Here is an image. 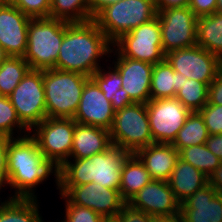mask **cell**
I'll list each match as a JSON object with an SVG mask.
<instances>
[{"mask_svg": "<svg viewBox=\"0 0 222 222\" xmlns=\"http://www.w3.org/2000/svg\"><path fill=\"white\" fill-rule=\"evenodd\" d=\"M112 43L92 19L86 22L64 21L56 69L73 71L91 77L109 59ZM103 59V60H101Z\"/></svg>", "mask_w": 222, "mask_h": 222, "instance_id": "1", "label": "cell"}, {"mask_svg": "<svg viewBox=\"0 0 222 222\" xmlns=\"http://www.w3.org/2000/svg\"><path fill=\"white\" fill-rule=\"evenodd\" d=\"M8 186L13 193L8 197L37 199L36 188L54 176L58 188V169L39 150L30 135L8 137ZM44 182V183H43Z\"/></svg>", "mask_w": 222, "mask_h": 222, "instance_id": "2", "label": "cell"}, {"mask_svg": "<svg viewBox=\"0 0 222 222\" xmlns=\"http://www.w3.org/2000/svg\"><path fill=\"white\" fill-rule=\"evenodd\" d=\"M130 153L111 145L107 150L83 159H69L58 169V186H78L91 182L119 190L121 168Z\"/></svg>", "mask_w": 222, "mask_h": 222, "instance_id": "3", "label": "cell"}, {"mask_svg": "<svg viewBox=\"0 0 222 222\" xmlns=\"http://www.w3.org/2000/svg\"><path fill=\"white\" fill-rule=\"evenodd\" d=\"M89 78L73 71L43 70L47 117L73 119Z\"/></svg>", "mask_w": 222, "mask_h": 222, "instance_id": "4", "label": "cell"}, {"mask_svg": "<svg viewBox=\"0 0 222 222\" xmlns=\"http://www.w3.org/2000/svg\"><path fill=\"white\" fill-rule=\"evenodd\" d=\"M63 36V20L51 17L31 18L28 25L27 49L23 56L30 69H56Z\"/></svg>", "mask_w": 222, "mask_h": 222, "instance_id": "5", "label": "cell"}, {"mask_svg": "<svg viewBox=\"0 0 222 222\" xmlns=\"http://www.w3.org/2000/svg\"><path fill=\"white\" fill-rule=\"evenodd\" d=\"M156 16L154 0H121L102 9L93 20L113 44Z\"/></svg>", "mask_w": 222, "mask_h": 222, "instance_id": "6", "label": "cell"}, {"mask_svg": "<svg viewBox=\"0 0 222 222\" xmlns=\"http://www.w3.org/2000/svg\"><path fill=\"white\" fill-rule=\"evenodd\" d=\"M110 139L113 145L129 153L153 144L146 104L133 103L116 111Z\"/></svg>", "mask_w": 222, "mask_h": 222, "instance_id": "7", "label": "cell"}, {"mask_svg": "<svg viewBox=\"0 0 222 222\" xmlns=\"http://www.w3.org/2000/svg\"><path fill=\"white\" fill-rule=\"evenodd\" d=\"M76 123L71 118L46 117L30 131L41 153L57 169L70 159Z\"/></svg>", "mask_w": 222, "mask_h": 222, "instance_id": "8", "label": "cell"}, {"mask_svg": "<svg viewBox=\"0 0 222 222\" xmlns=\"http://www.w3.org/2000/svg\"><path fill=\"white\" fill-rule=\"evenodd\" d=\"M112 48L121 56L155 65L165 59L158 17L122 35Z\"/></svg>", "mask_w": 222, "mask_h": 222, "instance_id": "9", "label": "cell"}, {"mask_svg": "<svg viewBox=\"0 0 222 222\" xmlns=\"http://www.w3.org/2000/svg\"><path fill=\"white\" fill-rule=\"evenodd\" d=\"M8 97L21 123L31 131L47 117L43 70L30 69Z\"/></svg>", "mask_w": 222, "mask_h": 222, "instance_id": "10", "label": "cell"}, {"mask_svg": "<svg viewBox=\"0 0 222 222\" xmlns=\"http://www.w3.org/2000/svg\"><path fill=\"white\" fill-rule=\"evenodd\" d=\"M163 52L197 45V17L189 7L159 10Z\"/></svg>", "mask_w": 222, "mask_h": 222, "instance_id": "11", "label": "cell"}, {"mask_svg": "<svg viewBox=\"0 0 222 222\" xmlns=\"http://www.w3.org/2000/svg\"><path fill=\"white\" fill-rule=\"evenodd\" d=\"M146 107L154 143L172 144L191 113L176 97L150 99Z\"/></svg>", "mask_w": 222, "mask_h": 222, "instance_id": "12", "label": "cell"}, {"mask_svg": "<svg viewBox=\"0 0 222 222\" xmlns=\"http://www.w3.org/2000/svg\"><path fill=\"white\" fill-rule=\"evenodd\" d=\"M57 190L70 203L92 209L106 219H114L127 203L121 197L120 190L94 182L78 186H58Z\"/></svg>", "mask_w": 222, "mask_h": 222, "instance_id": "13", "label": "cell"}, {"mask_svg": "<svg viewBox=\"0 0 222 222\" xmlns=\"http://www.w3.org/2000/svg\"><path fill=\"white\" fill-rule=\"evenodd\" d=\"M165 59L175 72L206 85L211 84L222 68V61L217 56L198 45L169 51Z\"/></svg>", "mask_w": 222, "mask_h": 222, "instance_id": "14", "label": "cell"}, {"mask_svg": "<svg viewBox=\"0 0 222 222\" xmlns=\"http://www.w3.org/2000/svg\"><path fill=\"white\" fill-rule=\"evenodd\" d=\"M109 58V60L106 59L104 62L108 64L107 62H111V58L113 59L111 65H114L118 70L122 80L121 86L128 92L130 99L134 103L146 104L151 99L150 88L153 64L121 57L113 48Z\"/></svg>", "mask_w": 222, "mask_h": 222, "instance_id": "15", "label": "cell"}, {"mask_svg": "<svg viewBox=\"0 0 222 222\" xmlns=\"http://www.w3.org/2000/svg\"><path fill=\"white\" fill-rule=\"evenodd\" d=\"M115 111L109 101L90 77L84 86L74 120L83 125H92L110 131Z\"/></svg>", "mask_w": 222, "mask_h": 222, "instance_id": "16", "label": "cell"}, {"mask_svg": "<svg viewBox=\"0 0 222 222\" xmlns=\"http://www.w3.org/2000/svg\"><path fill=\"white\" fill-rule=\"evenodd\" d=\"M128 203L153 217L180 215L181 204L175 198L168 181L152 180Z\"/></svg>", "mask_w": 222, "mask_h": 222, "instance_id": "17", "label": "cell"}, {"mask_svg": "<svg viewBox=\"0 0 222 222\" xmlns=\"http://www.w3.org/2000/svg\"><path fill=\"white\" fill-rule=\"evenodd\" d=\"M30 20L15 5L0 4V45L8 56L25 55Z\"/></svg>", "mask_w": 222, "mask_h": 222, "instance_id": "18", "label": "cell"}, {"mask_svg": "<svg viewBox=\"0 0 222 222\" xmlns=\"http://www.w3.org/2000/svg\"><path fill=\"white\" fill-rule=\"evenodd\" d=\"M182 222H222V200L216 189L208 184L194 192L181 204Z\"/></svg>", "mask_w": 222, "mask_h": 222, "instance_id": "19", "label": "cell"}, {"mask_svg": "<svg viewBox=\"0 0 222 222\" xmlns=\"http://www.w3.org/2000/svg\"><path fill=\"white\" fill-rule=\"evenodd\" d=\"M153 180L168 181L179 159V151L166 143H153L135 153Z\"/></svg>", "mask_w": 222, "mask_h": 222, "instance_id": "20", "label": "cell"}, {"mask_svg": "<svg viewBox=\"0 0 222 222\" xmlns=\"http://www.w3.org/2000/svg\"><path fill=\"white\" fill-rule=\"evenodd\" d=\"M112 145L110 131L76 123L70 159H83L107 150Z\"/></svg>", "mask_w": 222, "mask_h": 222, "instance_id": "21", "label": "cell"}, {"mask_svg": "<svg viewBox=\"0 0 222 222\" xmlns=\"http://www.w3.org/2000/svg\"><path fill=\"white\" fill-rule=\"evenodd\" d=\"M168 183L175 198L182 204L195 191L208 185L209 177L179 157Z\"/></svg>", "mask_w": 222, "mask_h": 222, "instance_id": "22", "label": "cell"}, {"mask_svg": "<svg viewBox=\"0 0 222 222\" xmlns=\"http://www.w3.org/2000/svg\"><path fill=\"white\" fill-rule=\"evenodd\" d=\"M153 178L143 162L135 153H130L122 164L121 184L119 187L121 197L128 203Z\"/></svg>", "mask_w": 222, "mask_h": 222, "instance_id": "23", "label": "cell"}, {"mask_svg": "<svg viewBox=\"0 0 222 222\" xmlns=\"http://www.w3.org/2000/svg\"><path fill=\"white\" fill-rule=\"evenodd\" d=\"M109 64L110 65L106 67L108 71H106L104 69L105 66H103L98 69L91 78L103 91L104 96L111 101L112 108L116 112L134 102L128 96V92L122 88V80L118 70L111 65V63Z\"/></svg>", "mask_w": 222, "mask_h": 222, "instance_id": "24", "label": "cell"}, {"mask_svg": "<svg viewBox=\"0 0 222 222\" xmlns=\"http://www.w3.org/2000/svg\"><path fill=\"white\" fill-rule=\"evenodd\" d=\"M0 199V222H45L39 211L40 200L8 196Z\"/></svg>", "mask_w": 222, "mask_h": 222, "instance_id": "25", "label": "cell"}, {"mask_svg": "<svg viewBox=\"0 0 222 222\" xmlns=\"http://www.w3.org/2000/svg\"><path fill=\"white\" fill-rule=\"evenodd\" d=\"M182 73L175 72L166 59L153 65L151 99L174 98L181 89Z\"/></svg>", "mask_w": 222, "mask_h": 222, "instance_id": "26", "label": "cell"}, {"mask_svg": "<svg viewBox=\"0 0 222 222\" xmlns=\"http://www.w3.org/2000/svg\"><path fill=\"white\" fill-rule=\"evenodd\" d=\"M197 45L222 61V15L213 13L197 19Z\"/></svg>", "mask_w": 222, "mask_h": 222, "instance_id": "27", "label": "cell"}, {"mask_svg": "<svg viewBox=\"0 0 222 222\" xmlns=\"http://www.w3.org/2000/svg\"><path fill=\"white\" fill-rule=\"evenodd\" d=\"M209 138L208 129L199 112H191L172 145L180 151L183 148L205 144Z\"/></svg>", "mask_w": 222, "mask_h": 222, "instance_id": "28", "label": "cell"}, {"mask_svg": "<svg viewBox=\"0 0 222 222\" xmlns=\"http://www.w3.org/2000/svg\"><path fill=\"white\" fill-rule=\"evenodd\" d=\"M29 70L23 57L8 56L0 64V95L9 96Z\"/></svg>", "mask_w": 222, "mask_h": 222, "instance_id": "29", "label": "cell"}, {"mask_svg": "<svg viewBox=\"0 0 222 222\" xmlns=\"http://www.w3.org/2000/svg\"><path fill=\"white\" fill-rule=\"evenodd\" d=\"M209 85L182 74L181 89L176 98L190 111L199 112L208 103Z\"/></svg>", "mask_w": 222, "mask_h": 222, "instance_id": "30", "label": "cell"}, {"mask_svg": "<svg viewBox=\"0 0 222 222\" xmlns=\"http://www.w3.org/2000/svg\"><path fill=\"white\" fill-rule=\"evenodd\" d=\"M50 17L69 23L89 21V0H51Z\"/></svg>", "mask_w": 222, "mask_h": 222, "instance_id": "31", "label": "cell"}, {"mask_svg": "<svg viewBox=\"0 0 222 222\" xmlns=\"http://www.w3.org/2000/svg\"><path fill=\"white\" fill-rule=\"evenodd\" d=\"M179 157L199 169L207 177L217 169L222 161L215 156L205 144L194 145L179 151Z\"/></svg>", "mask_w": 222, "mask_h": 222, "instance_id": "32", "label": "cell"}, {"mask_svg": "<svg viewBox=\"0 0 222 222\" xmlns=\"http://www.w3.org/2000/svg\"><path fill=\"white\" fill-rule=\"evenodd\" d=\"M28 134L30 131L21 123L9 97L0 95V136L15 138Z\"/></svg>", "mask_w": 222, "mask_h": 222, "instance_id": "33", "label": "cell"}, {"mask_svg": "<svg viewBox=\"0 0 222 222\" xmlns=\"http://www.w3.org/2000/svg\"><path fill=\"white\" fill-rule=\"evenodd\" d=\"M59 198L65 200V216L61 222H105L107 219L92 209L70 203L62 194Z\"/></svg>", "mask_w": 222, "mask_h": 222, "instance_id": "34", "label": "cell"}, {"mask_svg": "<svg viewBox=\"0 0 222 222\" xmlns=\"http://www.w3.org/2000/svg\"><path fill=\"white\" fill-rule=\"evenodd\" d=\"M199 113L203 117L209 135L222 134V106L207 103Z\"/></svg>", "mask_w": 222, "mask_h": 222, "instance_id": "35", "label": "cell"}, {"mask_svg": "<svg viewBox=\"0 0 222 222\" xmlns=\"http://www.w3.org/2000/svg\"><path fill=\"white\" fill-rule=\"evenodd\" d=\"M15 6L31 18L50 17L51 0H18Z\"/></svg>", "mask_w": 222, "mask_h": 222, "instance_id": "36", "label": "cell"}, {"mask_svg": "<svg viewBox=\"0 0 222 222\" xmlns=\"http://www.w3.org/2000/svg\"><path fill=\"white\" fill-rule=\"evenodd\" d=\"M153 216L126 203L114 218L115 222H151Z\"/></svg>", "mask_w": 222, "mask_h": 222, "instance_id": "37", "label": "cell"}, {"mask_svg": "<svg viewBox=\"0 0 222 222\" xmlns=\"http://www.w3.org/2000/svg\"><path fill=\"white\" fill-rule=\"evenodd\" d=\"M8 158V137L0 136V193L7 189L9 175L7 172ZM5 187V188H4ZM3 189V190H2ZM1 197V196H0Z\"/></svg>", "mask_w": 222, "mask_h": 222, "instance_id": "38", "label": "cell"}, {"mask_svg": "<svg viewBox=\"0 0 222 222\" xmlns=\"http://www.w3.org/2000/svg\"><path fill=\"white\" fill-rule=\"evenodd\" d=\"M188 7L197 18L216 13L217 0H189Z\"/></svg>", "mask_w": 222, "mask_h": 222, "instance_id": "39", "label": "cell"}, {"mask_svg": "<svg viewBox=\"0 0 222 222\" xmlns=\"http://www.w3.org/2000/svg\"><path fill=\"white\" fill-rule=\"evenodd\" d=\"M208 103L222 106V68L209 85Z\"/></svg>", "mask_w": 222, "mask_h": 222, "instance_id": "40", "label": "cell"}, {"mask_svg": "<svg viewBox=\"0 0 222 222\" xmlns=\"http://www.w3.org/2000/svg\"><path fill=\"white\" fill-rule=\"evenodd\" d=\"M205 145L222 161V134L209 135Z\"/></svg>", "mask_w": 222, "mask_h": 222, "instance_id": "41", "label": "cell"}, {"mask_svg": "<svg viewBox=\"0 0 222 222\" xmlns=\"http://www.w3.org/2000/svg\"><path fill=\"white\" fill-rule=\"evenodd\" d=\"M157 12L163 9L188 7L189 0H154Z\"/></svg>", "mask_w": 222, "mask_h": 222, "instance_id": "42", "label": "cell"}, {"mask_svg": "<svg viewBox=\"0 0 222 222\" xmlns=\"http://www.w3.org/2000/svg\"><path fill=\"white\" fill-rule=\"evenodd\" d=\"M121 0H89L91 20L105 7Z\"/></svg>", "mask_w": 222, "mask_h": 222, "instance_id": "43", "label": "cell"}, {"mask_svg": "<svg viewBox=\"0 0 222 222\" xmlns=\"http://www.w3.org/2000/svg\"><path fill=\"white\" fill-rule=\"evenodd\" d=\"M209 184H211L216 189V191L222 190V163L210 175Z\"/></svg>", "mask_w": 222, "mask_h": 222, "instance_id": "44", "label": "cell"}, {"mask_svg": "<svg viewBox=\"0 0 222 222\" xmlns=\"http://www.w3.org/2000/svg\"><path fill=\"white\" fill-rule=\"evenodd\" d=\"M151 222H182L180 215L153 217Z\"/></svg>", "mask_w": 222, "mask_h": 222, "instance_id": "45", "label": "cell"}, {"mask_svg": "<svg viewBox=\"0 0 222 222\" xmlns=\"http://www.w3.org/2000/svg\"><path fill=\"white\" fill-rule=\"evenodd\" d=\"M8 57L2 46L0 45V64Z\"/></svg>", "mask_w": 222, "mask_h": 222, "instance_id": "46", "label": "cell"}, {"mask_svg": "<svg viewBox=\"0 0 222 222\" xmlns=\"http://www.w3.org/2000/svg\"><path fill=\"white\" fill-rule=\"evenodd\" d=\"M18 0H0V4L2 5H15Z\"/></svg>", "mask_w": 222, "mask_h": 222, "instance_id": "47", "label": "cell"}, {"mask_svg": "<svg viewBox=\"0 0 222 222\" xmlns=\"http://www.w3.org/2000/svg\"><path fill=\"white\" fill-rule=\"evenodd\" d=\"M216 13L222 15V0H217V9Z\"/></svg>", "mask_w": 222, "mask_h": 222, "instance_id": "48", "label": "cell"}, {"mask_svg": "<svg viewBox=\"0 0 222 222\" xmlns=\"http://www.w3.org/2000/svg\"><path fill=\"white\" fill-rule=\"evenodd\" d=\"M218 195L220 196L221 200H222V190L221 191H217Z\"/></svg>", "mask_w": 222, "mask_h": 222, "instance_id": "49", "label": "cell"}, {"mask_svg": "<svg viewBox=\"0 0 222 222\" xmlns=\"http://www.w3.org/2000/svg\"><path fill=\"white\" fill-rule=\"evenodd\" d=\"M105 222H115L114 219H107Z\"/></svg>", "mask_w": 222, "mask_h": 222, "instance_id": "50", "label": "cell"}]
</instances>
